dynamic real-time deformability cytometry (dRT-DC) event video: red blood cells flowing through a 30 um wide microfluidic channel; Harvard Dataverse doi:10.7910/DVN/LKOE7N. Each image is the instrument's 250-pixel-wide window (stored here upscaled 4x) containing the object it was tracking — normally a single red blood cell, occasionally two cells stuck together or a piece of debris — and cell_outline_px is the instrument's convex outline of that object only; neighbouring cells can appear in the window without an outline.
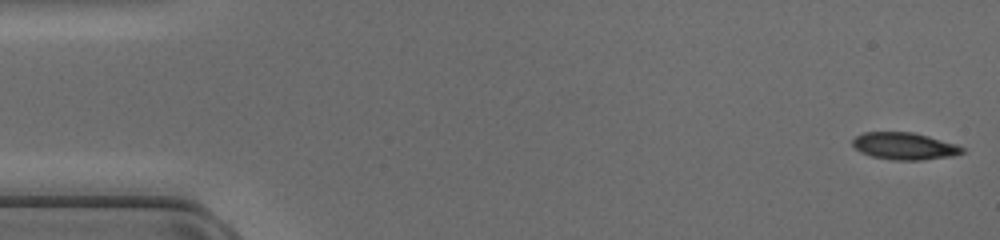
{"species": "common noctule bat (a hibernating species)", "species_latin": "Nyctalus noctula", "temperature_condition": "cold", "stored_images_in_passage": 47, "camera_frame_rate_fps": 3000, "um_per_image_px": 0.085, "animal": {"sex": "female", "body_mass_g": 17.0, "forearm_length_mm": 48.0}, "frame": {"image": 1, "passage_image": 1, "time_ms": 0.0, "image_size_px": [1000, 240], "cell_outline_px": [[964, 152], [952, 156], [920, 160], [892, 160], [872, 156], [860, 152], [852, 144], [852, 140], [856, 136], [864, 132], [912, 132], [928, 136], [956, 144], [964, 148]], "centroid_in_image_um": [76.86, 12.42], "position_along_channel_um": 8.1, "area_um2": 17.22}}
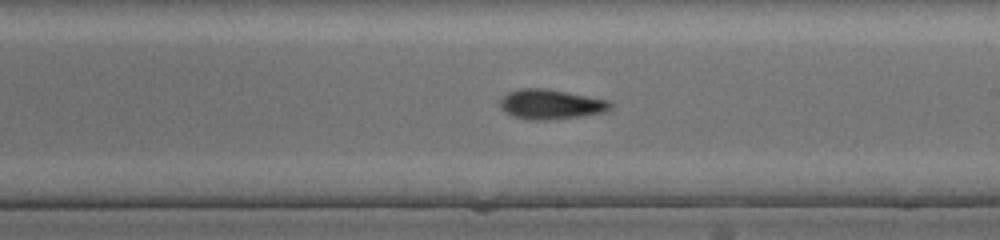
{"frame": {"image": 2, "passage_image": 27, "time_ms": 8.667, "image_size_px": [1000, 240], "cell_outline_px": [[612, 108], [600, 112], [584, 116], [548, 120], [528, 120], [512, 116], [504, 112], [500, 108], [500, 100], [508, 92], [520, 88], [544, 88], [612, 100]], "centroid_in_image_um": [46.81, 8.87], "position_along_channel_um": 242.2, "area_um2": 19.36}}
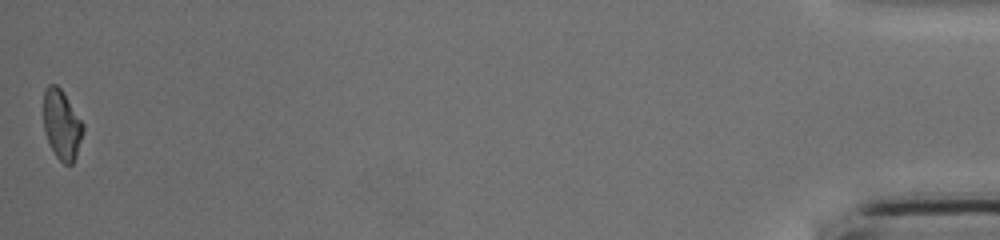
{"frame": {"image": 3, "passage_image": 47, "time_ms": 15.333, "image_size_px": [1000, 240], "cell_outline_px": [[84, 132], [76, 156], [72, 164], [64, 164], [56, 156], [44, 132], [44, 88], [48, 84], [56, 84], [60, 88], [84, 124]], "centroid_in_image_um": [5.26, 10.59], "position_along_channel_um": 429.9, "area_um2": 15.95}}